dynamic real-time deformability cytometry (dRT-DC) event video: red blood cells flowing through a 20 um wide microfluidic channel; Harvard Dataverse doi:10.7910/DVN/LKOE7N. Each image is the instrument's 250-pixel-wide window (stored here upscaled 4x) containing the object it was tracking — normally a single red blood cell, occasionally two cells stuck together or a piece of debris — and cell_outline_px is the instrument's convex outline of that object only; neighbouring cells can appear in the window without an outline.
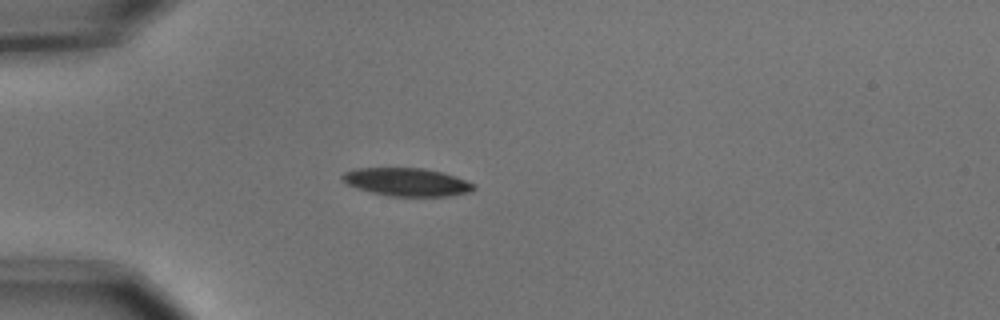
{"species": "common noctule bat (a hibernating species)", "species_latin": "Nyctalus noctula", "temperature_condition": "cold", "stored_images_in_passage": 40, "camera_frame_rate_fps": 3000, "um_per_image_px": 0.085, "animal": {"sex": "male", "body_mass_g": 15.6}, "frame": {"image": 1, "passage_image": 1, "time_ms": 0.0, "image_size_px": [1000, 320], "cell_outline_px": [[476, 188], [472, 192], [448, 196], [392, 196], [372, 192], [348, 184], [340, 176], [344, 172], [352, 168], [424, 168], [444, 172], [456, 176], [476, 184]], "centroid_in_image_um": [34.65, 15.46], "position_along_channel_um": 50.4, "area_um2": 21.56}}
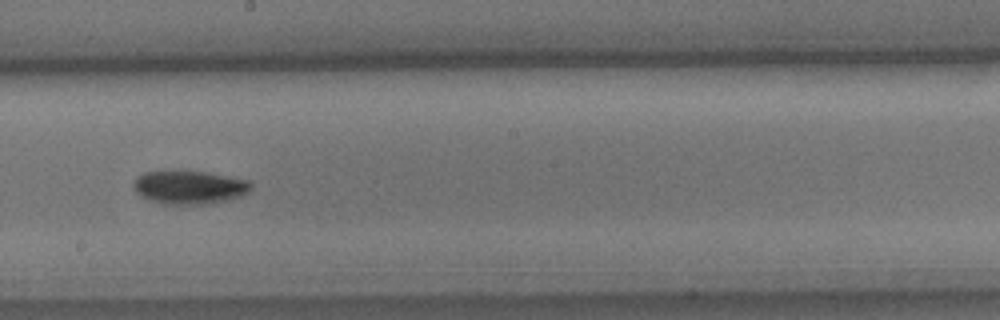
{"frame": {"image": 2, "passage_image": 17, "time_ms": 5.333, "image_size_px": [1000, 320], "cell_outline_px": [[252, 188], [248, 192], [240, 196], [228, 200], [208, 204], [164, 204], [152, 200], [136, 192], [132, 184], [136, 176], [144, 172], [180, 168], [208, 172], [248, 180], [252, 184]], "centroid_in_image_um": [16.08, 15.87], "position_along_channel_um": 232.1, "area_um2": 23.52}}
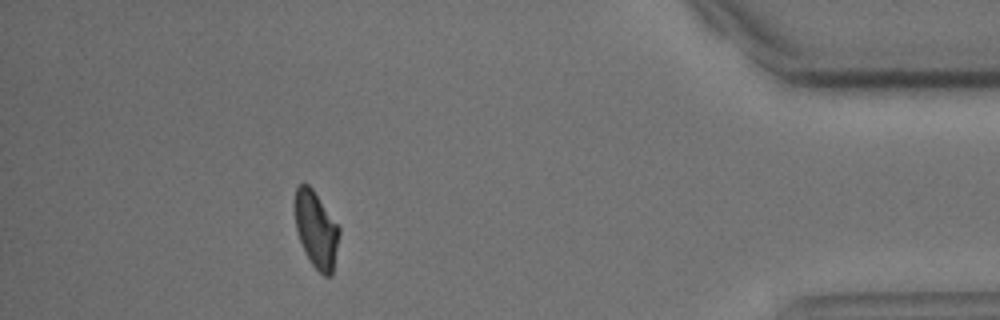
{"frame": {"image": 3, "passage_image": 35, "time_ms": 11.333, "image_size_px": [1000, 320], "cell_outline_px": [[340, 232], [332, 276], [324, 276], [312, 264], [300, 240], [296, 228], [296, 188], [300, 184], [308, 184], [312, 188], [340, 228]], "centroid_in_image_um": [26.91, 19.53], "position_along_channel_um": 408.3, "area_um2": 19.19}, "authors_computed_cell_mechanics": {"area_um2": 21.4438, "velocity_mm_per_s": 3.6894, "shape_relaxation_time_tau1_ms": 3.214, "shape_relaxation_time_tau2_ms": null, "deformation_change_tau1": 0.1226, "deformation_change_tau2": null}}